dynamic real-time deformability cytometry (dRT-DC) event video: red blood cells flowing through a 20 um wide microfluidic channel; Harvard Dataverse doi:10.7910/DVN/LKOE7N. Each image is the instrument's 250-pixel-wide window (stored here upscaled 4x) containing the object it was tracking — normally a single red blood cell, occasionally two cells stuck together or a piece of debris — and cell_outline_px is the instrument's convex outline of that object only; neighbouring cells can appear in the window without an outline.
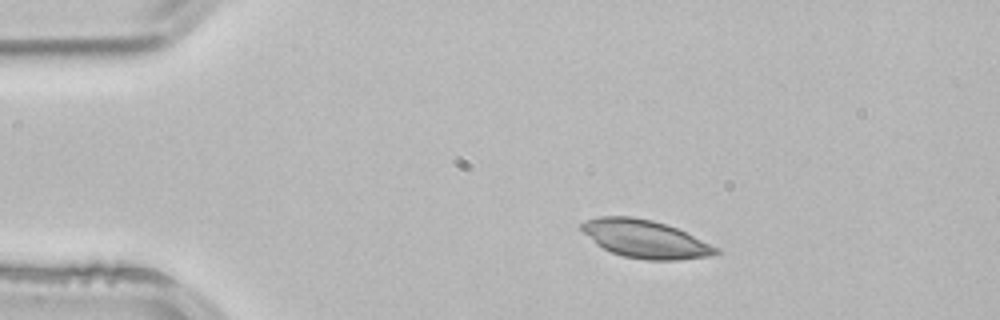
{"species": "common noctule bat (a hibernating species)", "species_latin": "Nyctalus noctula", "temperature_condition": "room temperature", "stored_images_in_passage": 2, "camera_frame_rate_fps": 3000, "um_per_image_px": 0.085, "animal": {"sex": "male", "body_mass_g": 21.5, "forearm_length_mm": 52.0}, "frame": {"image": 1, "passage_image": 1, "time_ms": 0.0, "image_size_px": [1000, 320], "cell_outline_px": [[720, 252], [712, 256], [676, 260], [644, 260], [624, 256], [612, 252], [596, 244], [580, 228], [580, 224], [584, 220], [600, 216], [632, 216], [652, 220], [676, 228], [720, 248]], "centroid_in_image_um": [54.85, 20.31], "position_along_channel_um": 30.2, "area_um2": 29.59}}